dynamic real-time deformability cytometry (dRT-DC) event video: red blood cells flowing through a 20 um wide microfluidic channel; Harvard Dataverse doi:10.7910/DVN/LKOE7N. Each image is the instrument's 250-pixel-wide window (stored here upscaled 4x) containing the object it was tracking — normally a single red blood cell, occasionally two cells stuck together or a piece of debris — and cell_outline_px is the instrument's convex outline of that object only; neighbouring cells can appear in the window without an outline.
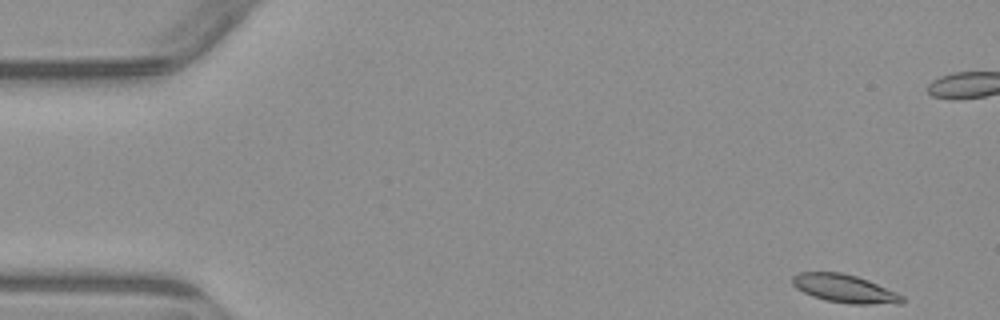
{"species": "common noctule bat (a hibernating species)", "species_latin": "Nyctalus noctula", "temperature_condition": "warm", "stored_images_in_passage": 5, "camera_frame_rate_fps": 3000, "um_per_image_px": 0.085, "animal": {"sex": "male", "body_mass_g": 23.1, "forearm_length_mm": 52.7}, "frame": {"image": 1, "passage_image": 1, "time_ms": 0.0, "image_size_px": [1000, 320], "cell_outline_px": [[904, 304], [848, 304], [824, 300], [812, 296], [796, 288], [792, 284], [792, 276], [800, 272], [840, 272], [856, 276], [868, 280], [896, 292], [904, 296]], "centroid_in_image_um": [71.81, 24.54], "position_along_channel_um": 13.2, "area_um2": 18.15}}